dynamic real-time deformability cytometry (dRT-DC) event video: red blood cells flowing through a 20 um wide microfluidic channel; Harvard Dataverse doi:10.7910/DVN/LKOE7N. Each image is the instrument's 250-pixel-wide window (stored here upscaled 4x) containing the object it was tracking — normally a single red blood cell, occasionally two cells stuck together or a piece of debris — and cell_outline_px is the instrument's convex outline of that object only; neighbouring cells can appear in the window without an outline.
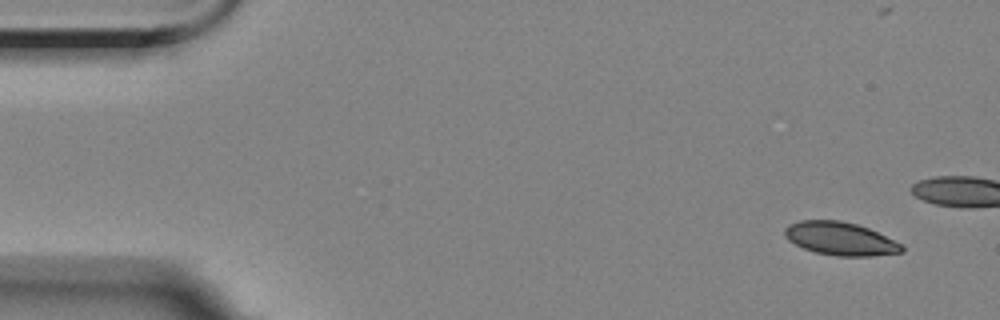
{"species": "Egyptian fruit bat (a non-hibernating species)", "species_latin": "Rousettus aegyptiacus", "temperature_condition": "room temperature", "stored_images_in_passage": 5, "camera_frame_rate_fps": 3000, "um_per_image_px": 0.085, "animal": {"sex": "female"}, "frame": {"image": 1, "passage_image": 1, "time_ms": 0.0, "image_size_px": [1000, 320], "cell_outline_px": [[904, 252], [872, 256], [836, 256], [816, 252], [804, 248], [788, 240], [784, 236], [784, 228], [788, 224], [800, 220], [840, 220], [856, 224], [868, 228], [904, 244]], "centroid_in_image_um": [71.44, 20.28], "position_along_channel_um": 13.6, "area_um2": 22.77}}